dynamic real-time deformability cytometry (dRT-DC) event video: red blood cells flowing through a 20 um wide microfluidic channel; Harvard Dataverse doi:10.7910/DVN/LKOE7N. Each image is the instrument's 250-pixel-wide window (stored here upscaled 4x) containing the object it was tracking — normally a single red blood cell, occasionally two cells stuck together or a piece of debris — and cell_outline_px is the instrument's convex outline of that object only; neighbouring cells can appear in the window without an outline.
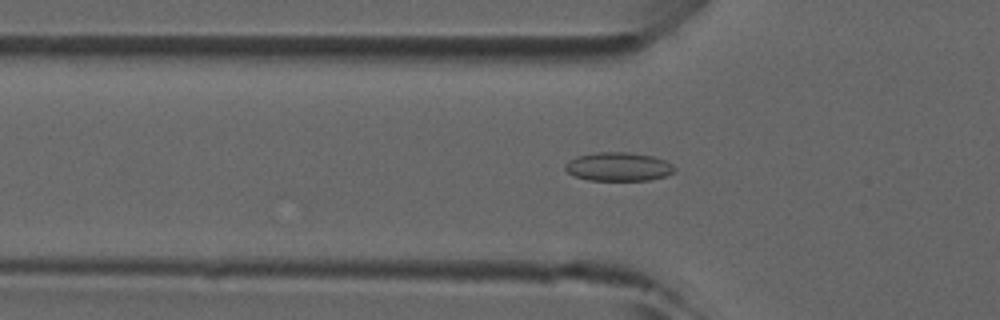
{"species": "common noctule bat (a hibernating species)", "species_latin": "Nyctalus noctula", "temperature_condition": "room temperature", "stored_images_in_passage": 43, "camera_frame_rate_fps": 3000, "um_per_image_px": 0.085, "animal": {"sex": "male", "forearm_length_mm": 52.5}, "frame": {"image": 1, "passage_image": 16, "time_ms": 5.0, "image_size_px": [1000, 320], "cell_outline_px": [[676, 168], [672, 172], [664, 176], [648, 180], [588, 180], [576, 176], [568, 172], [564, 168], [564, 164], [568, 160], [576, 156], [596, 152], [628, 152], [652, 156], [664, 160], [672, 164]], "centroid_in_image_um": [52.53, 14.16], "position_along_channel_um": 73.3, "area_um2": 18.21}}
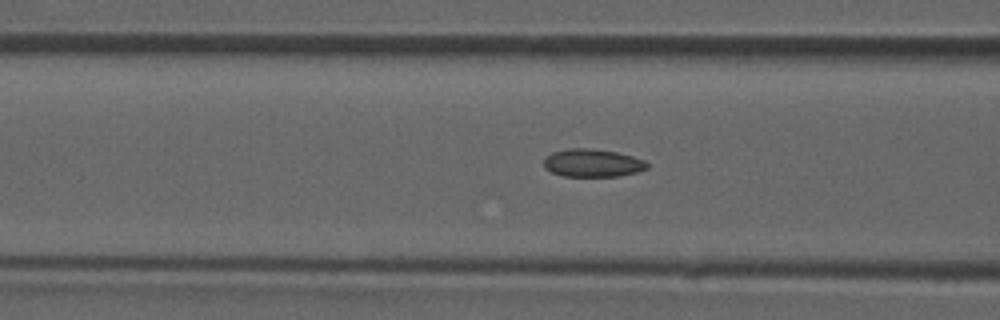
{"frame": {"image": 2, "passage_image": 19, "time_ms": 6.0, "image_size_px": [1000, 320], "cell_outline_px": [[648, 168], [636, 172], [616, 176], [564, 176], [552, 172], [544, 168], [544, 156], [552, 152], [568, 148], [592, 148], [616, 152], [632, 156], [644, 160], [648, 164]], "centroid_in_image_um": [50.33, 13.84], "position_along_channel_um": 116.3, "area_um2": 16.82}}
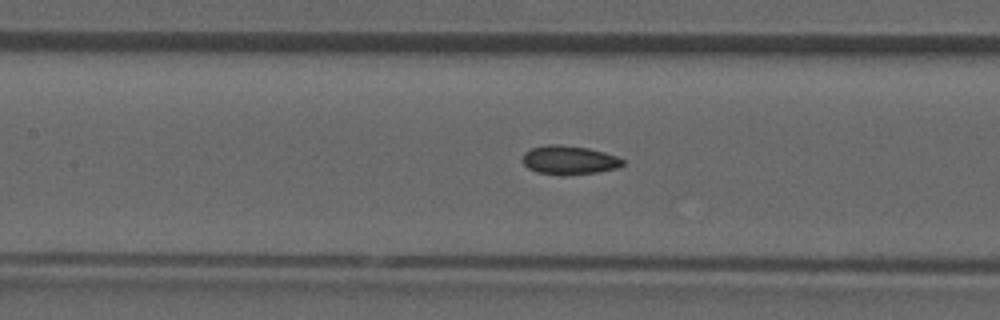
{"frame": {"image": 3, "passage_image": 22, "time_ms": 7.0, "image_size_px": [1000, 320], "cell_outline_px": [[624, 164], [616, 168], [596, 172], [536, 172], [528, 168], [520, 160], [524, 152], [532, 148], [548, 144], [560, 144], [588, 148], [604, 152], [616, 156], [624, 160]], "centroid_in_image_um": [48.35, 13.55], "position_along_channel_um": 159.1, "area_um2": 16.13}}